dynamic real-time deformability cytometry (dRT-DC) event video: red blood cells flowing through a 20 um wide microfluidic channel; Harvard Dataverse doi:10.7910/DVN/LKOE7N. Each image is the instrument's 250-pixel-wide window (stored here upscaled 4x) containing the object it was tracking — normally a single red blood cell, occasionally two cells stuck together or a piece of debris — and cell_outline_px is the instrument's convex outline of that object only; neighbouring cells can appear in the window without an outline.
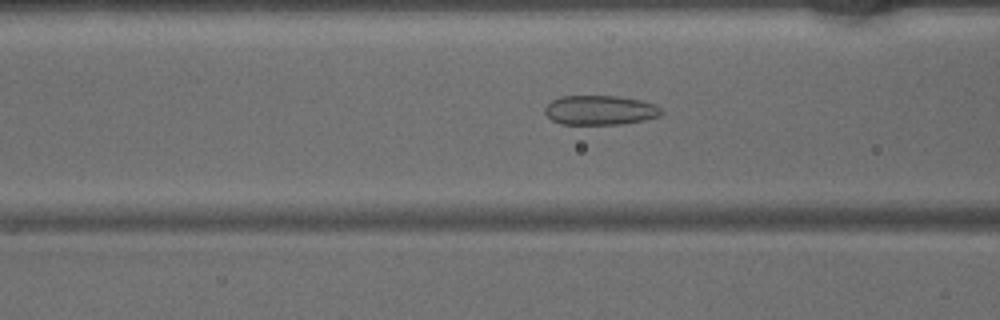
{"species": "common noctule bat (a hibernating species)", "species_latin": "Nyctalus noctula", "temperature_condition": "warm", "stored_images_in_passage": 46, "camera_frame_rate_fps": 3000, "um_per_image_px": 0.085, "animal": {"sex": "male", "body_mass_g": 15.6}, "frame": {"image": 1, "passage_image": 18, "time_ms": 5.667, "image_size_px": [1000, 320], "cell_outline_px": [[664, 112], [660, 116], [644, 120], [620, 124], [560, 124], [552, 120], [544, 112], [544, 108], [552, 100], [560, 96], [616, 96], [640, 100], [656, 104]], "centroid_in_image_um": [51.01, 9.36], "position_along_channel_um": 115.6, "area_um2": 20.06}}
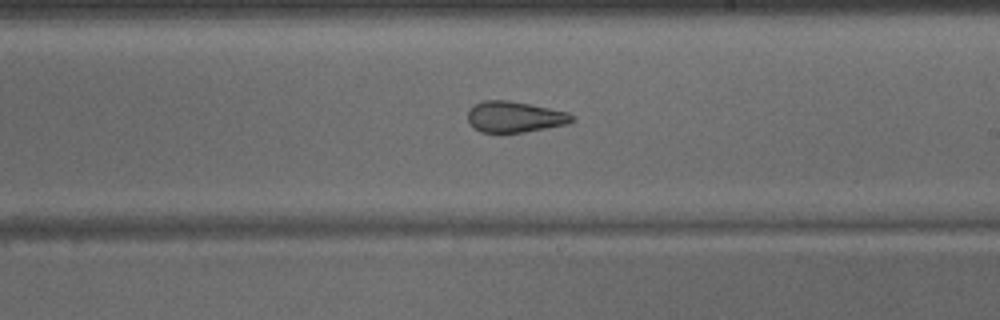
{"frame": {"image": 2, "passage_image": 27, "time_ms": 8.667, "image_size_px": [1000, 320], "cell_outline_px": [[576, 120], [568, 124], [524, 132], [500, 136], [480, 132], [472, 128], [468, 120], [468, 112], [476, 104], [484, 100], [508, 100], [568, 112]], "centroid_in_image_um": [43.71, 9.99], "position_along_channel_um": 245.3, "area_um2": 19.31}}
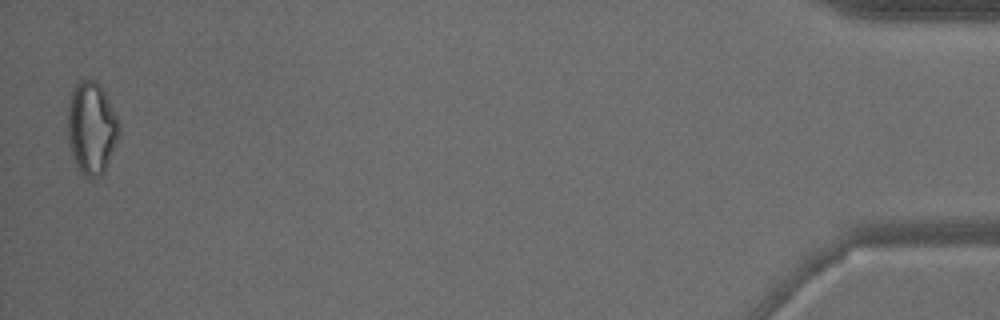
{"frame": {"image": 3, "passage_image": 46, "time_ms": 15.0, "image_size_px": [1000, 320], "cell_outline_px": [[120, 136], [104, 172], [100, 176], [92, 180], [88, 180], [80, 172], [72, 156], [68, 140], [68, 96], [76, 80], [96, 80], [100, 84], [116, 116], [120, 128]], "centroid_in_image_um": [7.76, 10.89], "position_along_channel_um": 427.4, "area_um2": 28.15}}